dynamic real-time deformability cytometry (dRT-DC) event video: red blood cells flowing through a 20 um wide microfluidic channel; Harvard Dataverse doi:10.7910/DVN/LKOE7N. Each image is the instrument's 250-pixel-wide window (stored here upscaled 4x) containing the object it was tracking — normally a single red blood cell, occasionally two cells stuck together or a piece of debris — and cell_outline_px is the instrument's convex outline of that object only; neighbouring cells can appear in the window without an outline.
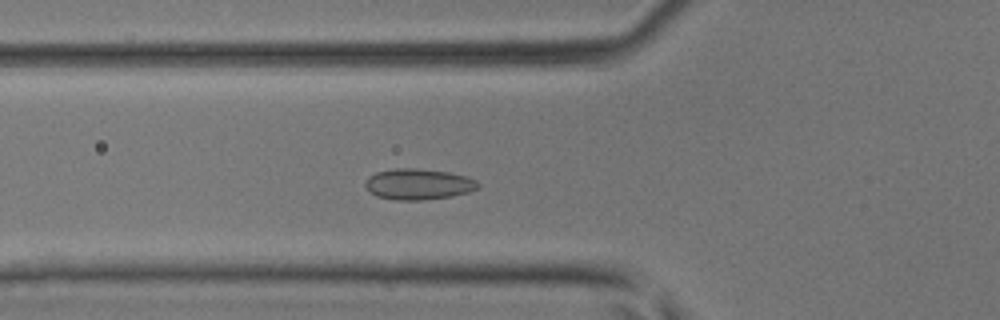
{"species": "common noctule bat (a hibernating species)", "species_latin": "Nyctalus noctula", "temperature_condition": "room temperature", "stored_images_in_passage": 45, "camera_frame_rate_fps": 3000, "um_per_image_px": 0.085, "animal": {"sex": "male", "body_mass_g": 17.9, "forearm_length_mm": 54.2}, "frame": {"image": 1, "passage_image": 15, "time_ms": 4.667, "image_size_px": [1000, 320], "cell_outline_px": [[480, 188], [468, 192], [452, 196], [424, 200], [392, 200], [376, 196], [364, 184], [368, 176], [376, 172], [396, 168], [416, 168], [448, 172], [464, 176], [476, 180], [480, 184]], "centroid_in_image_um": [35.57, 15.66], "position_along_channel_um": 90.2, "area_um2": 20.35}}
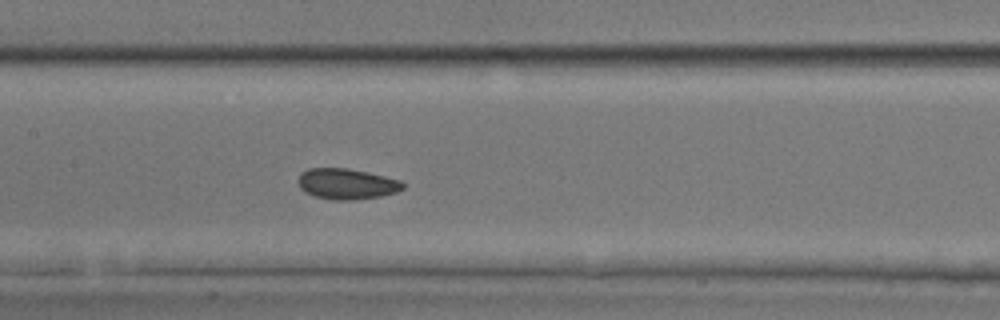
{"frame": {"image": 2, "passage_image": 21, "time_ms": 6.667, "image_size_px": [1000, 320], "cell_outline_px": [[404, 188], [396, 192], [380, 196], [352, 200], [336, 200], [316, 196], [304, 192], [300, 188], [296, 180], [300, 172], [308, 168], [348, 168], [368, 172], [400, 180], [404, 184]], "centroid_in_image_um": [29.43, 15.62], "position_along_channel_um": 178.0, "area_um2": 18.84}}
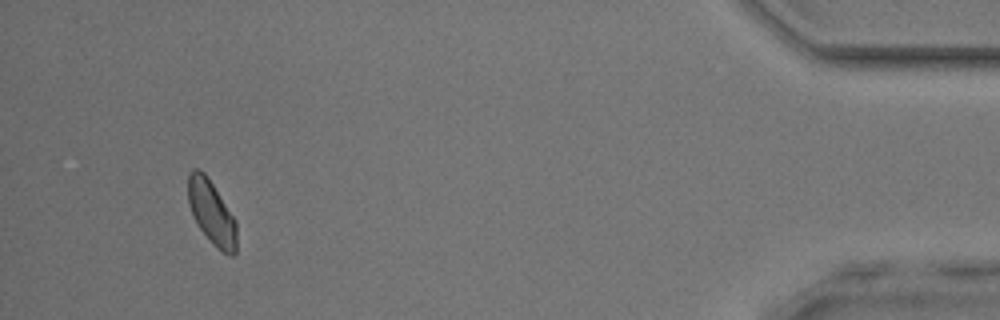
{"frame": {"image": 3, "passage_image": 42, "time_ms": 13.667, "image_size_px": [1000, 320], "cell_outline_px": [[236, 252], [232, 256], [228, 256], [216, 248], [212, 244], [200, 228], [188, 204], [188, 172], [192, 168], [196, 168], [204, 172], [236, 220]], "centroid_in_image_um": [17.99, 18.08], "position_along_channel_um": 417.2, "area_um2": 17.98}}